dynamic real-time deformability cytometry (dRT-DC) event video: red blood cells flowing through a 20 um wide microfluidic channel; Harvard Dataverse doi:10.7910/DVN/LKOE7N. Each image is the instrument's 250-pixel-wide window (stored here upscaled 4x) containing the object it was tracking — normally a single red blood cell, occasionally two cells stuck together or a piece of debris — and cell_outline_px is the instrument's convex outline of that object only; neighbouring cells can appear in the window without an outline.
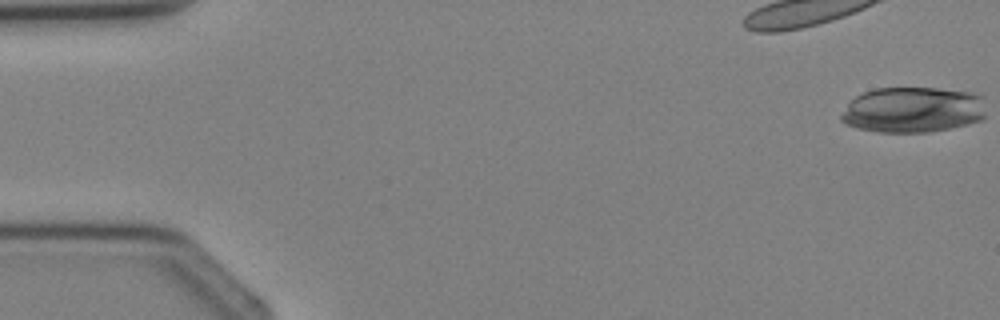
{"species": "Egyptian fruit bat (a non-hibernating species)", "species_latin": "Rousettus aegyptiacus", "temperature_condition": "cold", "stored_images_in_passage": 2, "camera_frame_rate_fps": 3000, "um_per_image_px": 0.085, "animal": {"sex": "female"}, "frame": {"image": 1, "passage_image": 2, "time_ms": 1.0, "image_size_px": [1000, 320], "cell_outline_px": [[984, 116], [980, 120], [968, 124], [928, 132], [876, 132], [856, 128], [844, 124], [840, 120], [840, 116], [848, 104], [856, 96], [864, 92], [876, 88], [936, 88], [972, 92], [984, 96]], "centroid_in_image_um": [77.59, 9.33], "position_along_channel_um": 7.4, "area_um2": 38.73}}